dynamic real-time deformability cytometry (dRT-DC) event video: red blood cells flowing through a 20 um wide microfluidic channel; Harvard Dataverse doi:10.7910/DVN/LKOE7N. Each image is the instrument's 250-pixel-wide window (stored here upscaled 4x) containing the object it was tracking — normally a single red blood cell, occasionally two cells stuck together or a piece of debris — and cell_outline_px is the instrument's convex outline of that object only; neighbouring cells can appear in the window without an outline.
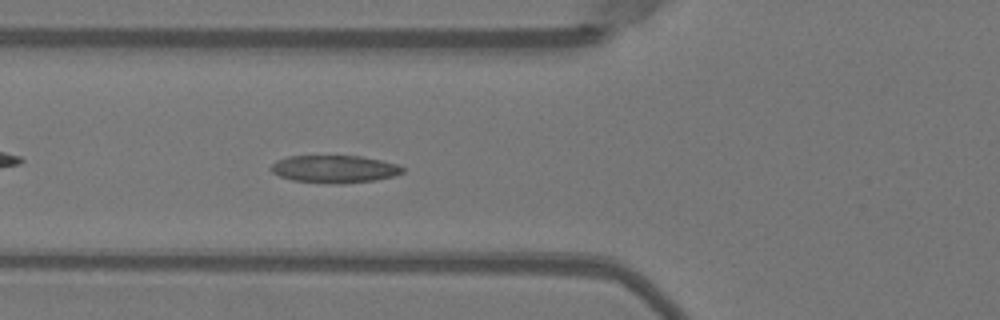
{"species": "Egyptian fruit bat (a non-hibernating species)", "species_latin": "Rousettus aegyptiacus", "temperature_condition": "warm", "stored_images_in_passage": 37, "camera_frame_rate_fps": 3000, "um_per_image_px": 0.085, "animal": {"sex": "female"}, "frame": {"image": 1, "passage_image": 7, "time_ms": 2.0, "image_size_px": [1000, 320], "cell_outline_px": [[404, 172], [392, 176], [376, 180], [344, 184], [336, 184], [292, 180], [280, 176], [272, 172], [268, 168], [276, 160], [288, 156], [360, 156], [380, 160], [396, 164], [404, 168]], "centroid_in_image_um": [28.4, 14.37], "position_along_channel_um": 97.4, "area_um2": 21.15}}
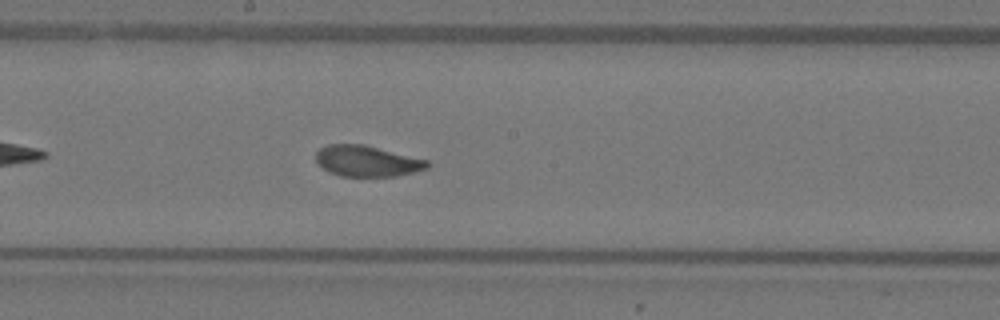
{"frame": {"image": 2, "passage_image": 16, "time_ms": 5.0, "image_size_px": [1000, 320], "cell_outline_px": [[432, 164], [428, 168], [396, 176], [340, 176], [328, 172], [316, 164], [316, 152], [320, 148], [328, 144], [364, 144], [428, 160]], "centroid_in_image_um": [31.17, 13.69], "position_along_channel_um": 217.0, "area_um2": 20.23}}
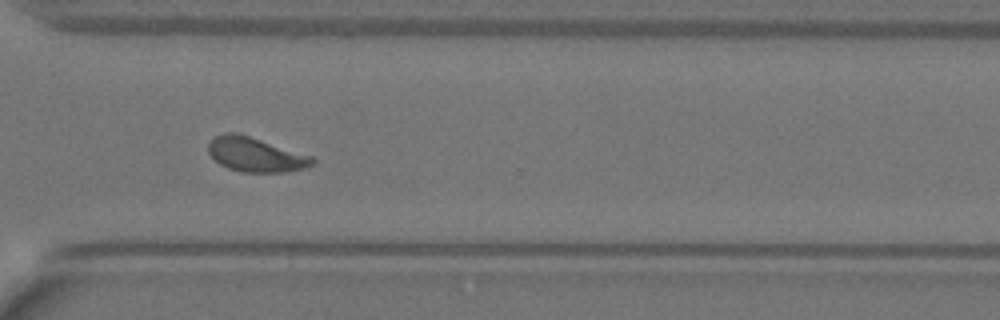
{"frame": {"image": 3, "passage_image": 26, "time_ms": 8.333, "image_size_px": [1000, 320], "cell_outline_px": [[316, 160], [308, 168], [280, 172], [240, 172], [228, 168], [220, 164], [208, 152], [208, 144], [212, 136], [224, 132], [236, 132], [316, 156]], "centroid_in_image_um": [21.75, 13.12], "position_along_channel_um": 348.8, "area_um2": 21.27}, "authors_computed_cell_mechanics": {"area_um2": 21.2126, "velocity_mm_per_s": 3.9694, "shape_relaxation_time_tau1_ms": 4.0211, "shape_relaxation_time_tau2_ms": 1.3234, "deformation_change_tau1": 0.1416, "deformation_change_tau2": 0.0662}}